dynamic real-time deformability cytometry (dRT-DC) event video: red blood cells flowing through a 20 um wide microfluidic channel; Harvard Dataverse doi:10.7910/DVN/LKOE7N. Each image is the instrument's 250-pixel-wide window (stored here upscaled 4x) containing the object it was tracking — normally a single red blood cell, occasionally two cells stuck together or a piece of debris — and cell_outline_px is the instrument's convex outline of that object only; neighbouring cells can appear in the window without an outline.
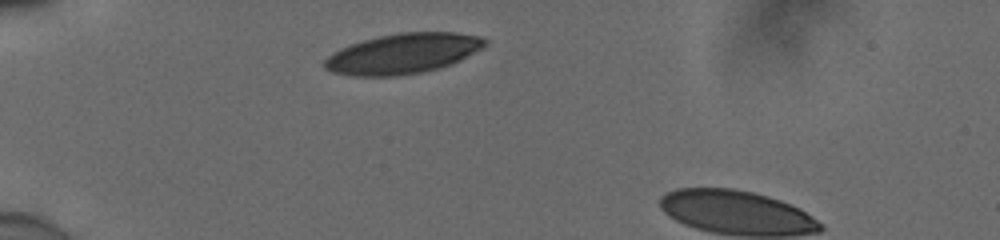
{"species": "human", "species_latin": "Homo sapiens", "temperature_condition": "cold", "stored_images_in_passage": 31, "camera_frame_rate_fps": 3000, "um_per_image_px": 0.085, "donor": {"sex": "male"}, "frame": {"image": 1, "passage_image": 1, "time_ms": 0.0, "image_size_px": [1000, 240], "cell_outline_px": [[488, 44], [460, 60], [452, 64], [440, 68], [420, 72], [392, 76], [352, 76], [332, 72], [324, 68], [324, 60], [332, 52], [340, 48], [364, 40], [380, 36], [400, 32], [456, 32], [480, 36], [488, 40]], "centroid_in_image_um": [34.25, 4.55], "position_along_channel_um": 50.7, "area_um2": 37.51}}
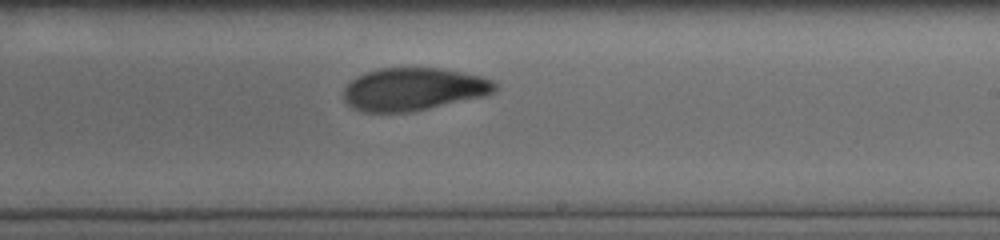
{"frame": {"image": 2, "passage_image": 19, "time_ms": 6.0, "image_size_px": [1000, 240], "cell_outline_px": [[496, 92], [484, 96], [412, 112], [364, 112], [352, 108], [344, 100], [344, 88], [356, 76], [364, 72], [380, 68], [440, 68], [484, 76], [492, 80], [496, 84]], "centroid_in_image_um": [35.15, 7.58], "position_along_channel_um": 253.8, "area_um2": 37.92}}
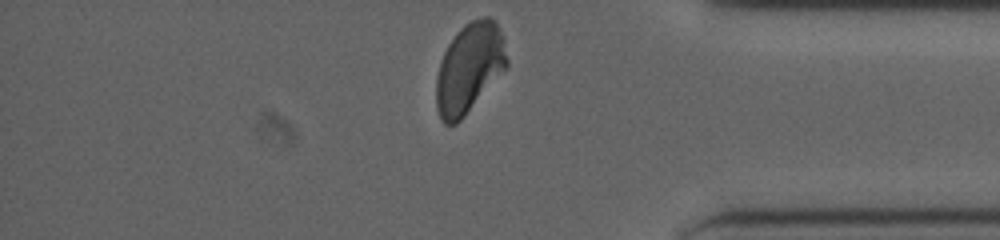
{"frame": {"image": 3, "passage_image": 31, "time_ms": 10.0, "image_size_px": [1000, 240], "cell_outline_px": [[508, 68], [464, 116], [456, 124], [444, 124], [440, 120], [436, 108], [436, 80], [440, 60], [448, 44], [456, 32], [464, 24], [472, 20], [484, 16], [488, 16], [496, 20], [504, 40], [508, 60]], "centroid_in_image_um": [39.9, 5.78], "position_along_channel_um": 395.3, "area_um2": 37.4}, "authors_computed_cell_mechanics": {"area_um2": 38.3792, "velocity_mm_per_s": 3.8932, "shape_relaxation_time_tau1_ms": 3.5447, "shape_relaxation_time_tau2_ms": 2.5383, "deformation_change_tau1": 0.1391, "deformation_change_tau2": 0.0641}}